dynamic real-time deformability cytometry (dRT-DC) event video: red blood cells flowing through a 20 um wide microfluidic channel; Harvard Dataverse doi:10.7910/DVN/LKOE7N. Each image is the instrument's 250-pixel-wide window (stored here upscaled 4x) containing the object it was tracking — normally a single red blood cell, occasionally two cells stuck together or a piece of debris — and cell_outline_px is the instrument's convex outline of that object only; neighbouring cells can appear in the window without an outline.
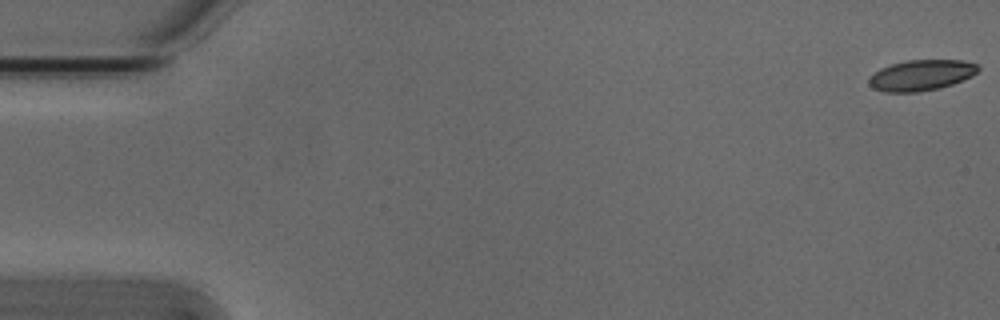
{"species": "Egyptian fruit bat (a non-hibernating species)", "species_latin": "Rousettus aegyptiacus", "temperature_condition": "cold", "stored_images_in_passage": 8, "camera_frame_rate_fps": 3000, "um_per_image_px": 0.085, "animal": {"sex": "male"}, "frame": {"image": 1, "passage_image": 1, "time_ms": 0.0, "image_size_px": [1000, 320], "cell_outline_px": [[980, 68], [972, 76], [952, 84], [940, 88], [916, 92], [884, 92], [872, 88], [868, 84], [868, 80], [880, 68], [892, 64], [908, 60], [964, 60], [976, 64]], "centroid_in_image_um": [78.3, 6.39], "position_along_channel_um": 6.7, "area_um2": 19.48}}